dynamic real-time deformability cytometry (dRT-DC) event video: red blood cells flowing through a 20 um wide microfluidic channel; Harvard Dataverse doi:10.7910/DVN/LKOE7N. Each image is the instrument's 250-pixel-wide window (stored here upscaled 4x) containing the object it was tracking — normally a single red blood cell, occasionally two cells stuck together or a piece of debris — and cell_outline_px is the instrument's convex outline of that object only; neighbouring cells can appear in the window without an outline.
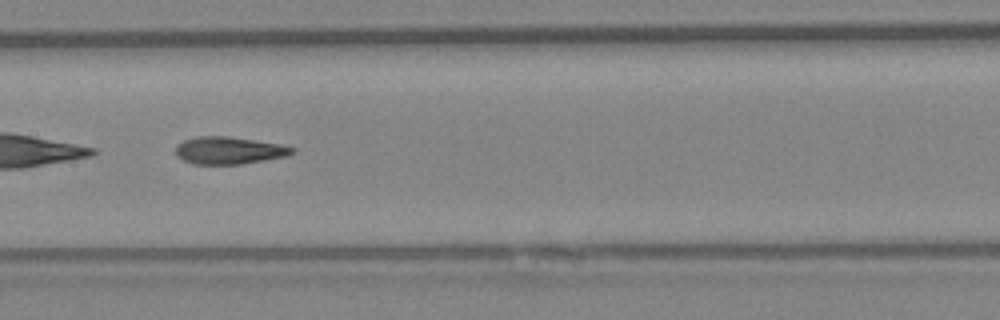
{"species": "Egyptian fruit bat (a non-hibernating species)", "species_latin": "Rousettus aegyptiacus", "temperature_condition": "warm", "stored_images_in_passage": 59, "segment_of_instrument_passage": [2, 2], "camera_frame_rate_fps": 3000, "um_per_image_px": 0.085, "animal": {"sex": "female"}, "frame": {"image": 1, "passage_image": 29, "time_ms": 9.333, "image_size_px": [1000, 320], "cell_outline_px": [[296, 152], [284, 156], [264, 160], [240, 164], [192, 164], [176, 156], [176, 144], [184, 140], [196, 136], [228, 136], [280, 144], [296, 148]], "centroid_in_image_um": [19.44, 12.78], "position_along_channel_um": 188.0, "area_um2": 18.55}}
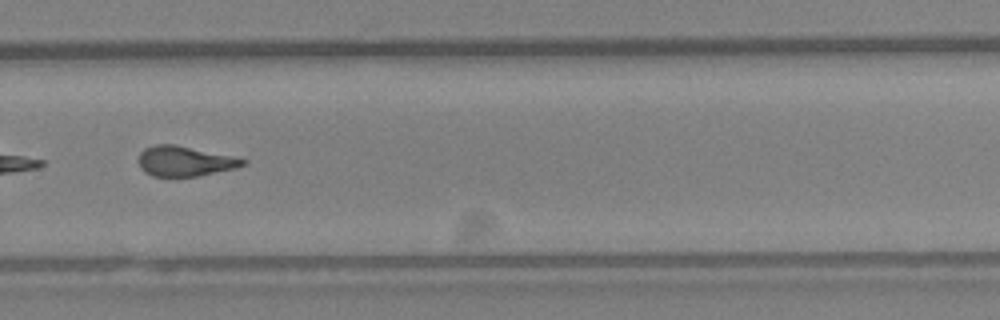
{"frame": {"image": 2, "passage_image": 40, "time_ms": 13.0, "image_size_px": [1000, 320], "cell_outline_px": [[248, 164], [236, 168], [196, 176], [152, 176], [144, 172], [140, 168], [136, 160], [140, 152], [144, 148], [156, 144], [172, 144], [232, 156], [248, 160]], "centroid_in_image_um": [15.66, 13.7], "position_along_channel_um": 314.1, "area_um2": 18.32}}
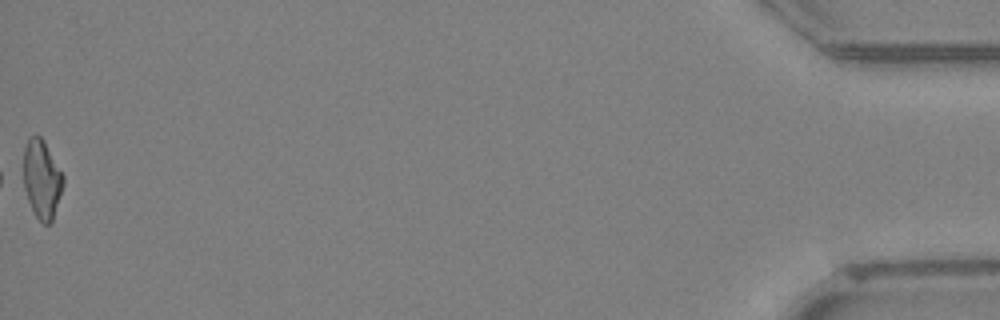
{"frame": {"image": 3, "passage_image": 59, "time_ms": 19.333, "image_size_px": [1000, 320], "cell_outline_px": [[64, 184], [52, 220], [48, 224], [44, 224], [36, 216], [28, 200], [24, 188], [24, 148], [28, 136], [40, 136], [44, 140], [64, 176]], "centroid_in_image_um": [3.56, 15.2], "position_along_channel_um": 431.6, "area_um2": 18.03}}